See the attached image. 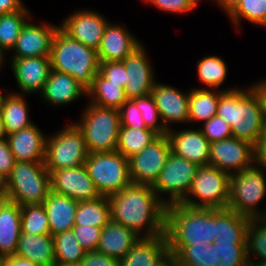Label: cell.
<instances>
[{
  "label": "cell",
  "mask_w": 266,
  "mask_h": 266,
  "mask_svg": "<svg viewBox=\"0 0 266 266\" xmlns=\"http://www.w3.org/2000/svg\"><path fill=\"white\" fill-rule=\"evenodd\" d=\"M250 219L228 208L216 209V235L214 242L246 243Z\"/></svg>",
  "instance_id": "f546056e"
},
{
  "label": "cell",
  "mask_w": 266,
  "mask_h": 266,
  "mask_svg": "<svg viewBox=\"0 0 266 266\" xmlns=\"http://www.w3.org/2000/svg\"><path fill=\"white\" fill-rule=\"evenodd\" d=\"M254 164L266 170V125L258 138V141L253 145Z\"/></svg>",
  "instance_id": "816d5d0a"
},
{
  "label": "cell",
  "mask_w": 266,
  "mask_h": 266,
  "mask_svg": "<svg viewBox=\"0 0 266 266\" xmlns=\"http://www.w3.org/2000/svg\"><path fill=\"white\" fill-rule=\"evenodd\" d=\"M8 94H9V92H8V93H3V92H2V89L0 90V105H1V103L5 100V97H6Z\"/></svg>",
  "instance_id": "6125c7cd"
},
{
  "label": "cell",
  "mask_w": 266,
  "mask_h": 266,
  "mask_svg": "<svg viewBox=\"0 0 266 266\" xmlns=\"http://www.w3.org/2000/svg\"><path fill=\"white\" fill-rule=\"evenodd\" d=\"M15 255L39 266H54L56 260L53 236L51 234L20 233Z\"/></svg>",
  "instance_id": "83f0119b"
},
{
  "label": "cell",
  "mask_w": 266,
  "mask_h": 266,
  "mask_svg": "<svg viewBox=\"0 0 266 266\" xmlns=\"http://www.w3.org/2000/svg\"><path fill=\"white\" fill-rule=\"evenodd\" d=\"M266 197V171L255 164L229 178L227 208L249 219H258L259 203Z\"/></svg>",
  "instance_id": "52a82bcc"
},
{
  "label": "cell",
  "mask_w": 266,
  "mask_h": 266,
  "mask_svg": "<svg viewBox=\"0 0 266 266\" xmlns=\"http://www.w3.org/2000/svg\"><path fill=\"white\" fill-rule=\"evenodd\" d=\"M165 234L169 252L177 255L185 246L207 243L216 235V208H192L181 203L166 206Z\"/></svg>",
  "instance_id": "7a4b0ae2"
},
{
  "label": "cell",
  "mask_w": 266,
  "mask_h": 266,
  "mask_svg": "<svg viewBox=\"0 0 266 266\" xmlns=\"http://www.w3.org/2000/svg\"><path fill=\"white\" fill-rule=\"evenodd\" d=\"M48 171L51 191L54 193L68 196L77 202L101 197L84 165Z\"/></svg>",
  "instance_id": "5bb4252c"
},
{
  "label": "cell",
  "mask_w": 266,
  "mask_h": 266,
  "mask_svg": "<svg viewBox=\"0 0 266 266\" xmlns=\"http://www.w3.org/2000/svg\"><path fill=\"white\" fill-rule=\"evenodd\" d=\"M189 92L190 89L184 93L178 88L156 81L151 96L167 131L172 129L171 125L175 123L189 124Z\"/></svg>",
  "instance_id": "ac0fdd59"
},
{
  "label": "cell",
  "mask_w": 266,
  "mask_h": 266,
  "mask_svg": "<svg viewBox=\"0 0 266 266\" xmlns=\"http://www.w3.org/2000/svg\"><path fill=\"white\" fill-rule=\"evenodd\" d=\"M238 87L234 88H227L218 90L217 89H206V88H198L193 87L190 88L189 92V123H197L199 121L206 122L210 120L212 117L216 116L217 107L219 103L220 95L224 91H231L237 89Z\"/></svg>",
  "instance_id": "f1b7e54d"
},
{
  "label": "cell",
  "mask_w": 266,
  "mask_h": 266,
  "mask_svg": "<svg viewBox=\"0 0 266 266\" xmlns=\"http://www.w3.org/2000/svg\"><path fill=\"white\" fill-rule=\"evenodd\" d=\"M53 70L68 74L87 90L99 72L97 50L69 37L60 28L54 35L50 53Z\"/></svg>",
  "instance_id": "277c9868"
},
{
  "label": "cell",
  "mask_w": 266,
  "mask_h": 266,
  "mask_svg": "<svg viewBox=\"0 0 266 266\" xmlns=\"http://www.w3.org/2000/svg\"><path fill=\"white\" fill-rule=\"evenodd\" d=\"M4 256L0 255V266H3Z\"/></svg>",
  "instance_id": "e7e4bbea"
},
{
  "label": "cell",
  "mask_w": 266,
  "mask_h": 266,
  "mask_svg": "<svg viewBox=\"0 0 266 266\" xmlns=\"http://www.w3.org/2000/svg\"><path fill=\"white\" fill-rule=\"evenodd\" d=\"M89 103L103 108L120 109L128 100L124 88L111 83L99 72L96 74L92 86L87 90Z\"/></svg>",
  "instance_id": "1f68e13d"
},
{
  "label": "cell",
  "mask_w": 266,
  "mask_h": 266,
  "mask_svg": "<svg viewBox=\"0 0 266 266\" xmlns=\"http://www.w3.org/2000/svg\"><path fill=\"white\" fill-rule=\"evenodd\" d=\"M197 73L199 82L206 85V89L221 90L226 81L228 74V66L225 60L218 56H204L197 61Z\"/></svg>",
  "instance_id": "d590c367"
},
{
  "label": "cell",
  "mask_w": 266,
  "mask_h": 266,
  "mask_svg": "<svg viewBox=\"0 0 266 266\" xmlns=\"http://www.w3.org/2000/svg\"><path fill=\"white\" fill-rule=\"evenodd\" d=\"M167 136L171 144V152L194 162L199 166L209 165L210 142L200 128L170 129Z\"/></svg>",
  "instance_id": "ffe728a7"
},
{
  "label": "cell",
  "mask_w": 266,
  "mask_h": 266,
  "mask_svg": "<svg viewBox=\"0 0 266 266\" xmlns=\"http://www.w3.org/2000/svg\"><path fill=\"white\" fill-rule=\"evenodd\" d=\"M88 151L81 130L75 123L47 136L44 165L47 170H60L84 165Z\"/></svg>",
  "instance_id": "9c48e42d"
},
{
  "label": "cell",
  "mask_w": 266,
  "mask_h": 266,
  "mask_svg": "<svg viewBox=\"0 0 266 266\" xmlns=\"http://www.w3.org/2000/svg\"><path fill=\"white\" fill-rule=\"evenodd\" d=\"M10 67L20 94H26V96L40 93L52 70L50 57L11 59Z\"/></svg>",
  "instance_id": "d6986e66"
},
{
  "label": "cell",
  "mask_w": 266,
  "mask_h": 266,
  "mask_svg": "<svg viewBox=\"0 0 266 266\" xmlns=\"http://www.w3.org/2000/svg\"><path fill=\"white\" fill-rule=\"evenodd\" d=\"M7 138V133L4 127V122L2 118V114L0 112V140H4Z\"/></svg>",
  "instance_id": "680465c9"
},
{
  "label": "cell",
  "mask_w": 266,
  "mask_h": 266,
  "mask_svg": "<svg viewBox=\"0 0 266 266\" xmlns=\"http://www.w3.org/2000/svg\"><path fill=\"white\" fill-rule=\"evenodd\" d=\"M39 96L48 105L59 108L71 105L78 98H87V89L72 76L52 69Z\"/></svg>",
  "instance_id": "7402d4cb"
},
{
  "label": "cell",
  "mask_w": 266,
  "mask_h": 266,
  "mask_svg": "<svg viewBox=\"0 0 266 266\" xmlns=\"http://www.w3.org/2000/svg\"><path fill=\"white\" fill-rule=\"evenodd\" d=\"M54 266H80V264H70V263H66V264H55Z\"/></svg>",
  "instance_id": "be15d7a7"
},
{
  "label": "cell",
  "mask_w": 266,
  "mask_h": 266,
  "mask_svg": "<svg viewBox=\"0 0 266 266\" xmlns=\"http://www.w3.org/2000/svg\"><path fill=\"white\" fill-rule=\"evenodd\" d=\"M21 233V206L0 195V255L16 254Z\"/></svg>",
  "instance_id": "cb8c5ba5"
},
{
  "label": "cell",
  "mask_w": 266,
  "mask_h": 266,
  "mask_svg": "<svg viewBox=\"0 0 266 266\" xmlns=\"http://www.w3.org/2000/svg\"><path fill=\"white\" fill-rule=\"evenodd\" d=\"M103 227L74 225L73 232L81 247L87 252L96 251Z\"/></svg>",
  "instance_id": "bcb514c9"
},
{
  "label": "cell",
  "mask_w": 266,
  "mask_h": 266,
  "mask_svg": "<svg viewBox=\"0 0 266 266\" xmlns=\"http://www.w3.org/2000/svg\"><path fill=\"white\" fill-rule=\"evenodd\" d=\"M30 20L23 25L10 59L50 57L52 41L59 25L49 22L38 25Z\"/></svg>",
  "instance_id": "2e32d148"
},
{
  "label": "cell",
  "mask_w": 266,
  "mask_h": 266,
  "mask_svg": "<svg viewBox=\"0 0 266 266\" xmlns=\"http://www.w3.org/2000/svg\"><path fill=\"white\" fill-rule=\"evenodd\" d=\"M264 225H266V208L263 210L262 215L258 218Z\"/></svg>",
  "instance_id": "91938a15"
},
{
  "label": "cell",
  "mask_w": 266,
  "mask_h": 266,
  "mask_svg": "<svg viewBox=\"0 0 266 266\" xmlns=\"http://www.w3.org/2000/svg\"><path fill=\"white\" fill-rule=\"evenodd\" d=\"M227 16L236 29H240L242 19L262 26L266 22V0H240Z\"/></svg>",
  "instance_id": "74e56055"
},
{
  "label": "cell",
  "mask_w": 266,
  "mask_h": 266,
  "mask_svg": "<svg viewBox=\"0 0 266 266\" xmlns=\"http://www.w3.org/2000/svg\"><path fill=\"white\" fill-rule=\"evenodd\" d=\"M119 111L121 122L120 127H130L137 129L148 128L145 125L144 120L142 119L140 110L131 99H128L119 109Z\"/></svg>",
  "instance_id": "c3c4849f"
},
{
  "label": "cell",
  "mask_w": 266,
  "mask_h": 266,
  "mask_svg": "<svg viewBox=\"0 0 266 266\" xmlns=\"http://www.w3.org/2000/svg\"><path fill=\"white\" fill-rule=\"evenodd\" d=\"M226 14V16L235 8L240 0H212Z\"/></svg>",
  "instance_id": "9f6ffc18"
},
{
  "label": "cell",
  "mask_w": 266,
  "mask_h": 266,
  "mask_svg": "<svg viewBox=\"0 0 266 266\" xmlns=\"http://www.w3.org/2000/svg\"><path fill=\"white\" fill-rule=\"evenodd\" d=\"M80 266H119V260L98 251L87 252Z\"/></svg>",
  "instance_id": "f907efd6"
},
{
  "label": "cell",
  "mask_w": 266,
  "mask_h": 266,
  "mask_svg": "<svg viewBox=\"0 0 266 266\" xmlns=\"http://www.w3.org/2000/svg\"><path fill=\"white\" fill-rule=\"evenodd\" d=\"M142 42L133 33L118 23L109 22L101 39L97 55L99 62L123 61Z\"/></svg>",
  "instance_id": "44dd1931"
},
{
  "label": "cell",
  "mask_w": 266,
  "mask_h": 266,
  "mask_svg": "<svg viewBox=\"0 0 266 266\" xmlns=\"http://www.w3.org/2000/svg\"><path fill=\"white\" fill-rule=\"evenodd\" d=\"M46 138L47 136L34 123L7 135L6 139L15 161L43 162Z\"/></svg>",
  "instance_id": "603a6c76"
},
{
  "label": "cell",
  "mask_w": 266,
  "mask_h": 266,
  "mask_svg": "<svg viewBox=\"0 0 266 266\" xmlns=\"http://www.w3.org/2000/svg\"><path fill=\"white\" fill-rule=\"evenodd\" d=\"M25 98V99H24ZM24 94L10 92L0 105L7 135L34 124L29 118V104Z\"/></svg>",
  "instance_id": "4dcf8cb0"
},
{
  "label": "cell",
  "mask_w": 266,
  "mask_h": 266,
  "mask_svg": "<svg viewBox=\"0 0 266 266\" xmlns=\"http://www.w3.org/2000/svg\"><path fill=\"white\" fill-rule=\"evenodd\" d=\"M159 136L157 132L149 128L120 127L116 151L129 159L141 152Z\"/></svg>",
  "instance_id": "836d02e7"
},
{
  "label": "cell",
  "mask_w": 266,
  "mask_h": 266,
  "mask_svg": "<svg viewBox=\"0 0 266 266\" xmlns=\"http://www.w3.org/2000/svg\"><path fill=\"white\" fill-rule=\"evenodd\" d=\"M24 6L23 0H0V14L19 11Z\"/></svg>",
  "instance_id": "f5cc1de1"
},
{
  "label": "cell",
  "mask_w": 266,
  "mask_h": 266,
  "mask_svg": "<svg viewBox=\"0 0 266 266\" xmlns=\"http://www.w3.org/2000/svg\"><path fill=\"white\" fill-rule=\"evenodd\" d=\"M246 243H213V266H247Z\"/></svg>",
  "instance_id": "f35d334b"
},
{
  "label": "cell",
  "mask_w": 266,
  "mask_h": 266,
  "mask_svg": "<svg viewBox=\"0 0 266 266\" xmlns=\"http://www.w3.org/2000/svg\"><path fill=\"white\" fill-rule=\"evenodd\" d=\"M143 43L124 60L128 82L124 88L127 99L145 97L151 94L156 77Z\"/></svg>",
  "instance_id": "e0dca14e"
},
{
  "label": "cell",
  "mask_w": 266,
  "mask_h": 266,
  "mask_svg": "<svg viewBox=\"0 0 266 266\" xmlns=\"http://www.w3.org/2000/svg\"><path fill=\"white\" fill-rule=\"evenodd\" d=\"M140 238L131 229L110 220L102 228L96 251L120 260Z\"/></svg>",
  "instance_id": "d4e9b609"
},
{
  "label": "cell",
  "mask_w": 266,
  "mask_h": 266,
  "mask_svg": "<svg viewBox=\"0 0 266 266\" xmlns=\"http://www.w3.org/2000/svg\"><path fill=\"white\" fill-rule=\"evenodd\" d=\"M59 28L69 37L97 50L109 20L92 9H82L69 14Z\"/></svg>",
  "instance_id": "9a60e30c"
},
{
  "label": "cell",
  "mask_w": 266,
  "mask_h": 266,
  "mask_svg": "<svg viewBox=\"0 0 266 266\" xmlns=\"http://www.w3.org/2000/svg\"><path fill=\"white\" fill-rule=\"evenodd\" d=\"M21 233L51 234L48 217L42 204L21 206Z\"/></svg>",
  "instance_id": "ab89813d"
},
{
  "label": "cell",
  "mask_w": 266,
  "mask_h": 266,
  "mask_svg": "<svg viewBox=\"0 0 266 266\" xmlns=\"http://www.w3.org/2000/svg\"><path fill=\"white\" fill-rule=\"evenodd\" d=\"M29 12L24 6L19 11L0 14V51L4 55L9 53L8 51L12 53L23 25L32 18Z\"/></svg>",
  "instance_id": "e575fe53"
},
{
  "label": "cell",
  "mask_w": 266,
  "mask_h": 266,
  "mask_svg": "<svg viewBox=\"0 0 266 266\" xmlns=\"http://www.w3.org/2000/svg\"><path fill=\"white\" fill-rule=\"evenodd\" d=\"M251 86L258 93L266 114V78H262L257 83L254 82Z\"/></svg>",
  "instance_id": "11a10c76"
},
{
  "label": "cell",
  "mask_w": 266,
  "mask_h": 266,
  "mask_svg": "<svg viewBox=\"0 0 266 266\" xmlns=\"http://www.w3.org/2000/svg\"><path fill=\"white\" fill-rule=\"evenodd\" d=\"M156 266H179L176 255L168 252Z\"/></svg>",
  "instance_id": "6f0895ef"
},
{
  "label": "cell",
  "mask_w": 266,
  "mask_h": 266,
  "mask_svg": "<svg viewBox=\"0 0 266 266\" xmlns=\"http://www.w3.org/2000/svg\"><path fill=\"white\" fill-rule=\"evenodd\" d=\"M176 257L179 266H213V244L185 246Z\"/></svg>",
  "instance_id": "b9f144b4"
},
{
  "label": "cell",
  "mask_w": 266,
  "mask_h": 266,
  "mask_svg": "<svg viewBox=\"0 0 266 266\" xmlns=\"http://www.w3.org/2000/svg\"><path fill=\"white\" fill-rule=\"evenodd\" d=\"M56 264H79L87 251L77 241L73 230L53 235Z\"/></svg>",
  "instance_id": "8d00e7d4"
},
{
  "label": "cell",
  "mask_w": 266,
  "mask_h": 266,
  "mask_svg": "<svg viewBox=\"0 0 266 266\" xmlns=\"http://www.w3.org/2000/svg\"><path fill=\"white\" fill-rule=\"evenodd\" d=\"M198 169L199 165L171 152L152 187L166 205L180 203L188 195Z\"/></svg>",
  "instance_id": "8fae6325"
},
{
  "label": "cell",
  "mask_w": 266,
  "mask_h": 266,
  "mask_svg": "<svg viewBox=\"0 0 266 266\" xmlns=\"http://www.w3.org/2000/svg\"><path fill=\"white\" fill-rule=\"evenodd\" d=\"M217 116L231 126L233 137L254 145L265 125L261 99L252 86L224 91L219 98Z\"/></svg>",
  "instance_id": "3957f363"
},
{
  "label": "cell",
  "mask_w": 266,
  "mask_h": 266,
  "mask_svg": "<svg viewBox=\"0 0 266 266\" xmlns=\"http://www.w3.org/2000/svg\"><path fill=\"white\" fill-rule=\"evenodd\" d=\"M15 158L11 152L7 139L0 140V182L11 174V170L15 165Z\"/></svg>",
  "instance_id": "681fc988"
},
{
  "label": "cell",
  "mask_w": 266,
  "mask_h": 266,
  "mask_svg": "<svg viewBox=\"0 0 266 266\" xmlns=\"http://www.w3.org/2000/svg\"><path fill=\"white\" fill-rule=\"evenodd\" d=\"M5 55L0 51V70L2 68V66H4V62H5Z\"/></svg>",
  "instance_id": "94428289"
},
{
  "label": "cell",
  "mask_w": 266,
  "mask_h": 266,
  "mask_svg": "<svg viewBox=\"0 0 266 266\" xmlns=\"http://www.w3.org/2000/svg\"><path fill=\"white\" fill-rule=\"evenodd\" d=\"M78 203L68 196L49 192L42 205L48 217L52 236L73 229Z\"/></svg>",
  "instance_id": "484cf974"
},
{
  "label": "cell",
  "mask_w": 266,
  "mask_h": 266,
  "mask_svg": "<svg viewBox=\"0 0 266 266\" xmlns=\"http://www.w3.org/2000/svg\"><path fill=\"white\" fill-rule=\"evenodd\" d=\"M169 252L166 234L140 238L119 260V266H156Z\"/></svg>",
  "instance_id": "4316f807"
},
{
  "label": "cell",
  "mask_w": 266,
  "mask_h": 266,
  "mask_svg": "<svg viewBox=\"0 0 266 266\" xmlns=\"http://www.w3.org/2000/svg\"><path fill=\"white\" fill-rule=\"evenodd\" d=\"M51 191L50 173L44 162L16 161L2 183L0 195L19 206L42 204Z\"/></svg>",
  "instance_id": "5b68a950"
},
{
  "label": "cell",
  "mask_w": 266,
  "mask_h": 266,
  "mask_svg": "<svg viewBox=\"0 0 266 266\" xmlns=\"http://www.w3.org/2000/svg\"><path fill=\"white\" fill-rule=\"evenodd\" d=\"M200 0H147L145 3L153 5L167 13L186 14L194 11Z\"/></svg>",
  "instance_id": "7dc6e473"
},
{
  "label": "cell",
  "mask_w": 266,
  "mask_h": 266,
  "mask_svg": "<svg viewBox=\"0 0 266 266\" xmlns=\"http://www.w3.org/2000/svg\"><path fill=\"white\" fill-rule=\"evenodd\" d=\"M84 166L101 196L109 197L131 184L129 160L118 151L88 154Z\"/></svg>",
  "instance_id": "ba28073f"
},
{
  "label": "cell",
  "mask_w": 266,
  "mask_h": 266,
  "mask_svg": "<svg viewBox=\"0 0 266 266\" xmlns=\"http://www.w3.org/2000/svg\"><path fill=\"white\" fill-rule=\"evenodd\" d=\"M3 266H39L30 260L21 258L17 255L5 256Z\"/></svg>",
  "instance_id": "db71d44e"
},
{
  "label": "cell",
  "mask_w": 266,
  "mask_h": 266,
  "mask_svg": "<svg viewBox=\"0 0 266 266\" xmlns=\"http://www.w3.org/2000/svg\"><path fill=\"white\" fill-rule=\"evenodd\" d=\"M99 73L111 83H114L122 88H125L127 79V72L123 61H106L100 62Z\"/></svg>",
  "instance_id": "f6af8a7d"
},
{
  "label": "cell",
  "mask_w": 266,
  "mask_h": 266,
  "mask_svg": "<svg viewBox=\"0 0 266 266\" xmlns=\"http://www.w3.org/2000/svg\"><path fill=\"white\" fill-rule=\"evenodd\" d=\"M111 220L141 238L165 234L166 204L150 185L130 184L108 197Z\"/></svg>",
  "instance_id": "6da1fadb"
},
{
  "label": "cell",
  "mask_w": 266,
  "mask_h": 266,
  "mask_svg": "<svg viewBox=\"0 0 266 266\" xmlns=\"http://www.w3.org/2000/svg\"><path fill=\"white\" fill-rule=\"evenodd\" d=\"M83 108L80 120L74 123L83 134L88 153L116 151L121 126L120 111L91 103Z\"/></svg>",
  "instance_id": "8992f818"
},
{
  "label": "cell",
  "mask_w": 266,
  "mask_h": 266,
  "mask_svg": "<svg viewBox=\"0 0 266 266\" xmlns=\"http://www.w3.org/2000/svg\"><path fill=\"white\" fill-rule=\"evenodd\" d=\"M229 178L214 166H199L188 195L180 203L192 208H227Z\"/></svg>",
  "instance_id": "30bf717a"
},
{
  "label": "cell",
  "mask_w": 266,
  "mask_h": 266,
  "mask_svg": "<svg viewBox=\"0 0 266 266\" xmlns=\"http://www.w3.org/2000/svg\"><path fill=\"white\" fill-rule=\"evenodd\" d=\"M246 249L248 261H266V225L258 219H250Z\"/></svg>",
  "instance_id": "60d3db41"
},
{
  "label": "cell",
  "mask_w": 266,
  "mask_h": 266,
  "mask_svg": "<svg viewBox=\"0 0 266 266\" xmlns=\"http://www.w3.org/2000/svg\"><path fill=\"white\" fill-rule=\"evenodd\" d=\"M201 124L200 129L210 144L233 136L231 126L217 115Z\"/></svg>",
  "instance_id": "ee69618b"
},
{
  "label": "cell",
  "mask_w": 266,
  "mask_h": 266,
  "mask_svg": "<svg viewBox=\"0 0 266 266\" xmlns=\"http://www.w3.org/2000/svg\"><path fill=\"white\" fill-rule=\"evenodd\" d=\"M254 164L253 145L230 137L210 144L209 165L228 173H239Z\"/></svg>",
  "instance_id": "4fadbf2b"
},
{
  "label": "cell",
  "mask_w": 266,
  "mask_h": 266,
  "mask_svg": "<svg viewBox=\"0 0 266 266\" xmlns=\"http://www.w3.org/2000/svg\"><path fill=\"white\" fill-rule=\"evenodd\" d=\"M141 112L145 125L157 132L159 135H167V129L163 125L158 108L156 107L153 97L147 95L145 97L131 99Z\"/></svg>",
  "instance_id": "7bdbcfd3"
},
{
  "label": "cell",
  "mask_w": 266,
  "mask_h": 266,
  "mask_svg": "<svg viewBox=\"0 0 266 266\" xmlns=\"http://www.w3.org/2000/svg\"><path fill=\"white\" fill-rule=\"evenodd\" d=\"M111 220L108 197L78 203L74 225L104 227Z\"/></svg>",
  "instance_id": "d6a6232c"
},
{
  "label": "cell",
  "mask_w": 266,
  "mask_h": 266,
  "mask_svg": "<svg viewBox=\"0 0 266 266\" xmlns=\"http://www.w3.org/2000/svg\"><path fill=\"white\" fill-rule=\"evenodd\" d=\"M171 153L167 135H160L141 152L130 157L129 176L132 184L153 186Z\"/></svg>",
  "instance_id": "7c38bea8"
}]
</instances>
